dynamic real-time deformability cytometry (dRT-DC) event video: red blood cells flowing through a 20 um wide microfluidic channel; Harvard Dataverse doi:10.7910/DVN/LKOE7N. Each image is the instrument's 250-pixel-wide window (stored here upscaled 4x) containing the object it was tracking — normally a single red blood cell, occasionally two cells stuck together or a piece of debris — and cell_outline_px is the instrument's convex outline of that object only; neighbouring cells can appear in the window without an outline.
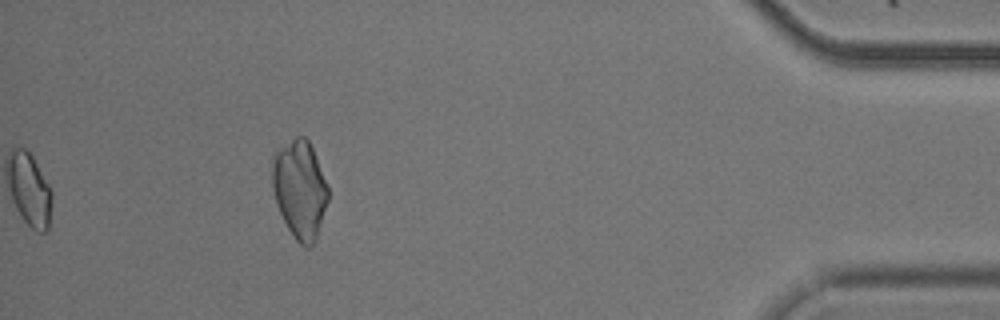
{"species": "common noctule bat (a hibernating species)", "species_latin": "Nyctalus noctula", "temperature_condition": "cold", "stored_images_in_passage": 37, "camera_frame_rate_fps": 3000, "um_per_image_px": 0.085, "animal": {"sex": "male", "body_mass_g": 20.5, "forearm_length_mm": 52.5}, "frame": {"image": 1, "passage_image": 37, "time_ms": 12.0, "image_size_px": [1000, 320], "cell_outline_px": [[328, 200], [316, 240], [308, 248], [304, 248], [296, 240], [288, 228], [276, 204], [272, 188], [272, 156], [280, 148], [296, 136], [304, 136], [308, 140], [312, 148], [328, 184]], "centroid_in_image_um": [25.48, 16.1], "position_along_channel_um": 409.7, "area_um2": 31.96}}